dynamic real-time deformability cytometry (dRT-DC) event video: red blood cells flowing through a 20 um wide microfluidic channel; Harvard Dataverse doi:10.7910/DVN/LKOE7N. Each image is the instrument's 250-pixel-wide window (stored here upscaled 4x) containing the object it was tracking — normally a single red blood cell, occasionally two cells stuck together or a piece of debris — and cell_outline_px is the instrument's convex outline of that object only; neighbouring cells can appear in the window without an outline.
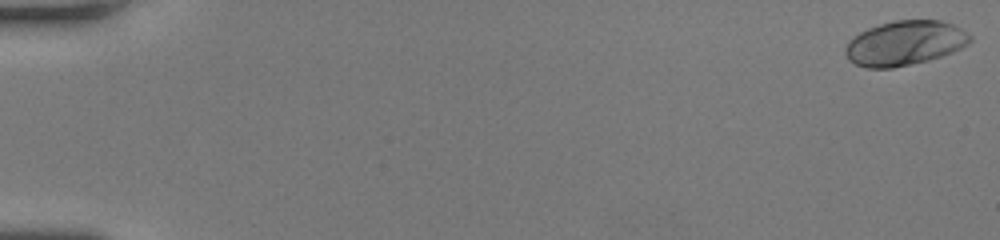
{"species": "human", "species_latin": "Homo sapiens", "temperature_condition": "room temperature", "stored_images_in_passage": 50, "camera_frame_rate_fps": 3000, "um_per_image_px": 0.085, "donor": {"sex": "female"}, "frame": {"image": 1, "passage_image": 1, "time_ms": 0.0, "image_size_px": [1000, 240], "cell_outline_px": [[972, 40], [968, 44], [952, 52], [928, 60], [892, 68], [868, 68], [856, 64], [848, 60], [844, 52], [844, 48], [848, 40], [860, 32], [868, 28], [880, 24], [896, 20], [940, 20], [952, 24], [960, 28], [972, 36]], "centroid_in_image_um": [76.88, 3.66], "position_along_channel_um": 8.1, "area_um2": 32.37}}
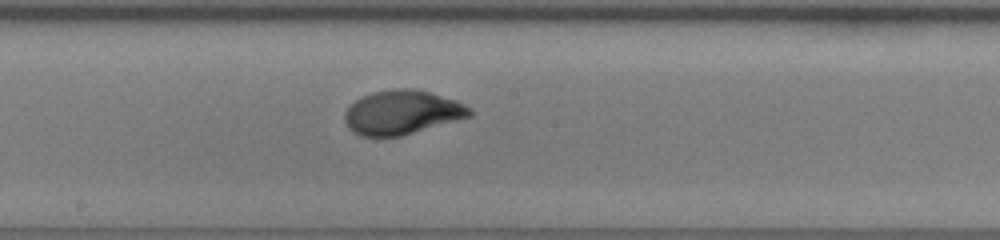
{"frame": {"image": 2, "passage_image": 29, "time_ms": 9.333, "image_size_px": [1000, 240], "cell_outline_px": [[472, 116], [400, 136], [360, 136], [352, 132], [348, 128], [344, 120], [344, 112], [356, 100], [372, 92], [392, 88], [412, 88], [432, 92], [456, 100], [472, 108]], "centroid_in_image_um": [34.18, 9.54], "position_along_channel_um": 214.0, "area_um2": 32.25}}
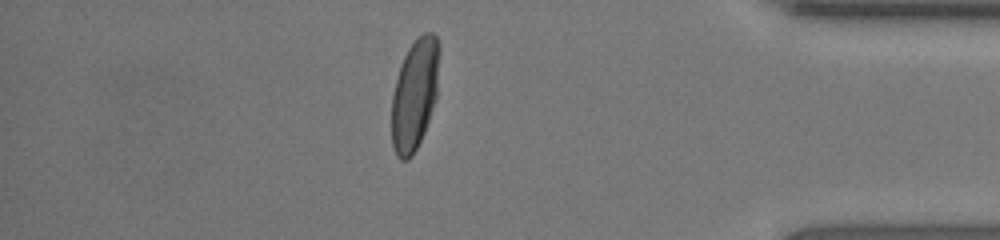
{"frame": {"image": 3, "passage_image": 44, "time_ms": 14.333, "image_size_px": [1000, 240], "cell_outline_px": [[440, 52], [436, 96], [424, 132], [412, 156], [408, 160], [400, 160], [396, 156], [392, 144], [392, 96], [400, 64], [408, 48], [424, 32], [432, 32], [436, 36], [440, 44]], "centroid_in_image_um": [35.25, 8.0], "position_along_channel_um": 400.0, "area_um2": 30.75}, "authors_computed_cell_mechanics": {"area_um2": 31.6166, "velocity_mm_per_s": 4.3099, "shape_relaxation_time_tau1_ms": 3.0022, "shape_relaxation_time_tau2_ms": null, "deformation_change_tau1": 0.1764, "deformation_change_tau2": null}}